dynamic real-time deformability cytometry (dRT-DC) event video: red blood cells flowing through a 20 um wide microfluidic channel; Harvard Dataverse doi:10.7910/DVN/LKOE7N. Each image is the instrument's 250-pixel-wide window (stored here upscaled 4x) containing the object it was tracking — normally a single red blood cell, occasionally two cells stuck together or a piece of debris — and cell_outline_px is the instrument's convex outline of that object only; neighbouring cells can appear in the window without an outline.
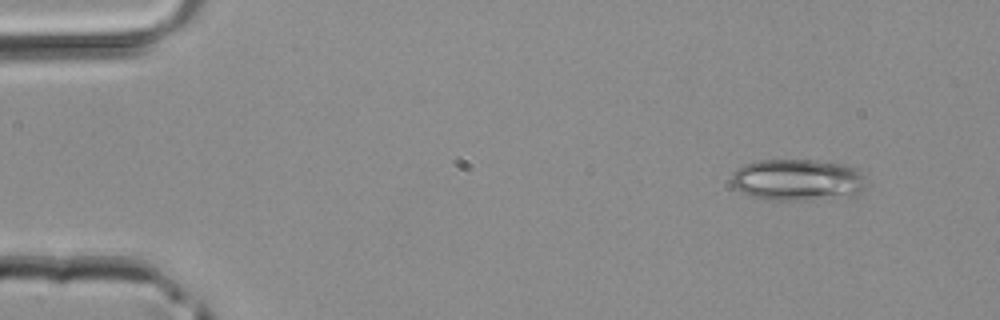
{"species": "common noctule bat (a hibernating species)", "species_latin": "Nyctalus noctula", "temperature_condition": "room temperature", "stored_images_in_passage": 3, "camera_frame_rate_fps": 3000, "um_per_image_px": 0.085, "animal": {"sex": "male", "body_mass_g": 20.4}, "frame": {"image": 1, "passage_image": 1, "time_ms": 0.0, "image_size_px": [1000, 320], "cell_outline_px": [[868, 188], [856, 196], [804, 200], [760, 200], [748, 196], [740, 192], [732, 184], [732, 172], [744, 164], [756, 160], [816, 160], [848, 164], [856, 168], [868, 176]], "centroid_in_image_um": [67.88, 15.3], "position_along_channel_um": 17.1, "area_um2": 33.93}}